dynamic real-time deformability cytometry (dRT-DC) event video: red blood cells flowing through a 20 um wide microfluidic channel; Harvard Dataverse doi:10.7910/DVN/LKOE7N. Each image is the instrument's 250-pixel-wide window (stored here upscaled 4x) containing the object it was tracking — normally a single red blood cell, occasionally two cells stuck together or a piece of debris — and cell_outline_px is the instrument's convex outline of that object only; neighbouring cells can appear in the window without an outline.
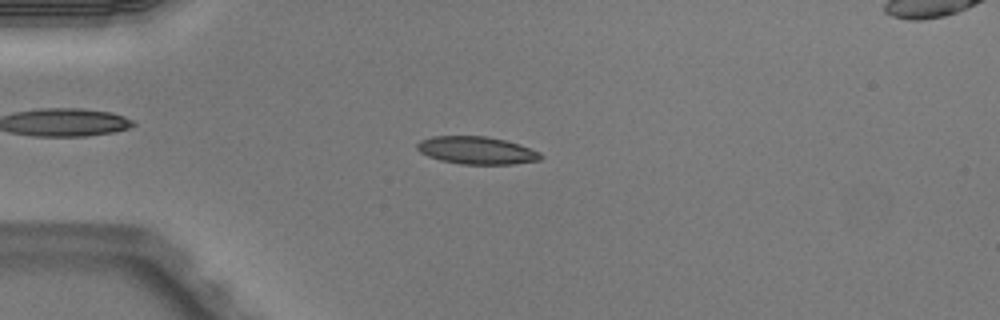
{"species": "Egyptian fruit bat (a non-hibernating species)", "species_latin": "Rousettus aegyptiacus", "temperature_condition": "warm", "stored_images_in_passage": 49, "camera_frame_rate_fps": 3000, "um_per_image_px": 0.085, "animal": {"sex": "male"}, "frame": {"image": 1, "passage_image": 12, "time_ms": 3.667, "image_size_px": [1000, 320], "cell_outline_px": [[544, 156], [540, 160], [512, 164], [460, 164], [440, 160], [428, 156], [420, 152], [416, 148], [416, 144], [420, 140], [432, 136], [484, 136], [504, 140], [540, 152]], "centroid_in_image_um": [40.48, 12.78], "position_along_channel_um": 44.5, "area_um2": 19.77}}
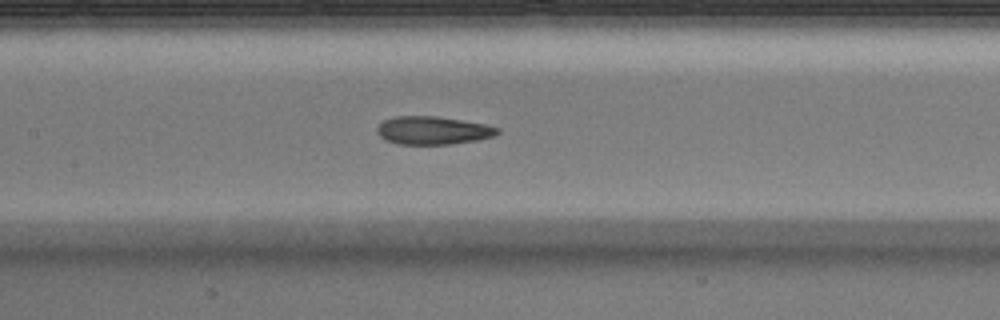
{"frame": {"image": 2, "passage_image": 23, "time_ms": 7.333, "image_size_px": [1000, 320], "cell_outline_px": [[500, 132], [492, 136], [476, 140], [452, 144], [396, 144], [384, 140], [376, 132], [376, 128], [384, 120], [392, 116], [436, 116], [488, 124], [500, 128]], "centroid_in_image_um": [36.78, 11.08], "position_along_channel_um": 170.6, "area_um2": 19.88}}
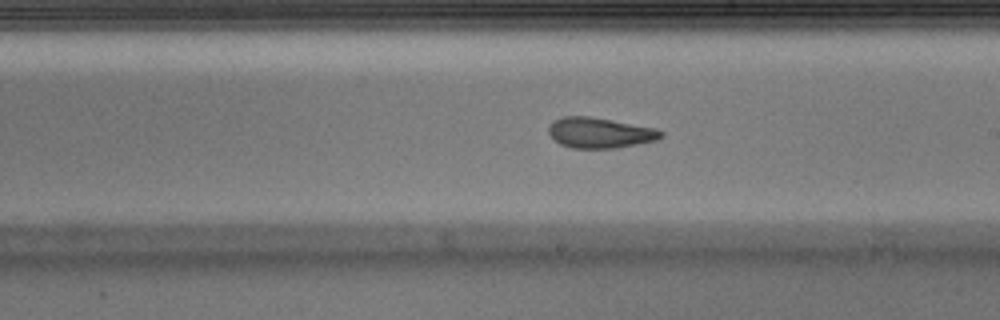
{"frame": {"image": 3, "passage_image": 28, "time_ms": 9.0, "image_size_px": [1000, 320], "cell_outline_px": [[664, 136], [656, 140], [616, 148], [572, 148], [560, 144], [552, 140], [548, 132], [548, 124], [552, 120], [564, 116], [588, 116], [656, 128], [664, 132]], "centroid_in_image_um": [50.94, 11.28], "position_along_channel_um": 238.1, "area_um2": 20.11}, "authors_computed_cell_mechanics": {"area_um2": 20.1144, "velocity_mm_per_s": 4.0553, "shape_relaxation_time_tau1_ms": 6.6103, "shape_relaxation_time_tau2_ms": 1.4668, "deformation_change_tau1": 0.2091, "deformation_change_tau2": 0.0991}}